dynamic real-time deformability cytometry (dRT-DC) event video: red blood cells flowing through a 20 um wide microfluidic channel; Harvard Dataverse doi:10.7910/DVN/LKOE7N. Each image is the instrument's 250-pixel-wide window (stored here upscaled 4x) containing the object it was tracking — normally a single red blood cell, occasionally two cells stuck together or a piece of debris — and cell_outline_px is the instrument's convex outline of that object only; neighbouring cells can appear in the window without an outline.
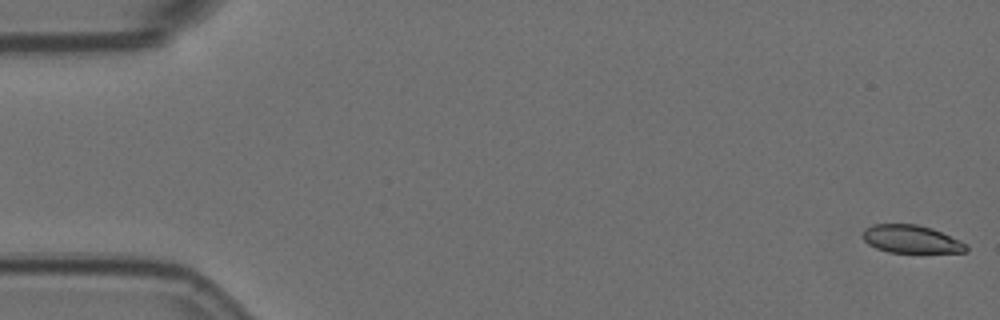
{"species": "Egyptian fruit bat (a non-hibernating species)", "species_latin": "Rousettus aegyptiacus", "temperature_condition": "room temperature", "stored_images_in_passage": 57, "camera_frame_rate_fps": 3000, "um_per_image_px": 0.085, "animal": {"sex": "female"}, "frame": {"image": 1, "passage_image": 1, "time_ms": 0.0, "image_size_px": [1000, 320], "cell_outline_px": [[968, 252], [888, 252], [876, 248], [868, 244], [864, 240], [864, 228], [872, 224], [916, 224], [932, 228], [960, 240], [968, 244]], "centroid_in_image_um": [77.47, 20.32], "position_along_channel_um": 7.5, "area_um2": 16.82}}
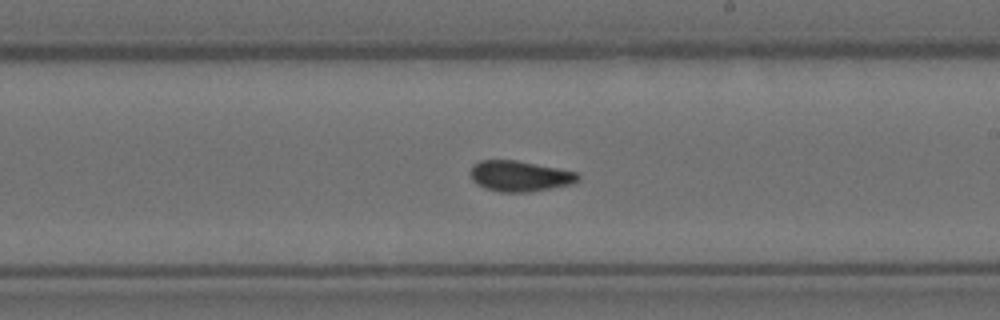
{"frame": {"image": 2, "passage_image": 33, "time_ms": 10.667, "image_size_px": [1000, 320], "cell_outline_px": [[580, 180], [572, 184], [528, 192], [500, 192], [484, 188], [476, 184], [472, 180], [468, 172], [472, 164], [480, 160], [516, 160], [576, 172], [580, 176]], "centroid_in_image_um": [44.12, 14.97], "position_along_channel_um": 244.9, "area_um2": 19.36}}
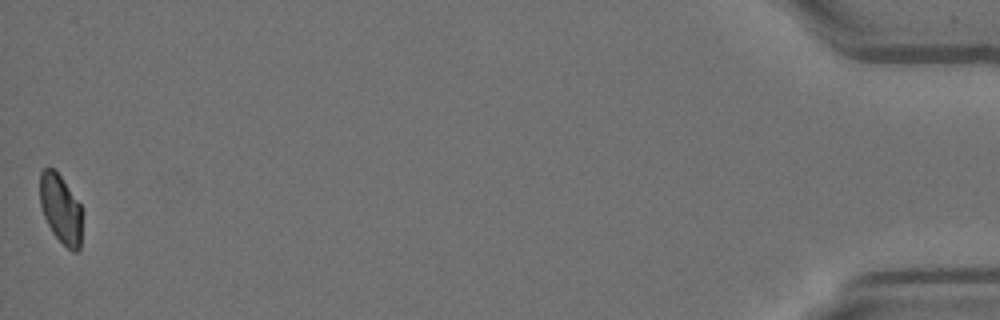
{"frame": {"image": 3, "passage_image": 57, "time_ms": 18.667, "image_size_px": [1000, 320], "cell_outline_px": [[80, 248], [76, 252], [72, 252], [52, 232], [44, 216], [40, 204], [40, 172], [44, 168], [52, 168], [60, 176], [80, 204]], "centroid_in_image_um": [5.13, 17.76], "position_along_channel_um": 430.1, "area_um2": 16.47}, "authors_computed_cell_mechanics": {"area_um2": 18.8428, "velocity_mm_per_s": 3.546, "shape_relaxation_time_tau1_ms": null, "shape_relaxation_time_tau2_ms": 1.4194, "deformation_change_tau1": null, "deformation_change_tau2": 0.029}}